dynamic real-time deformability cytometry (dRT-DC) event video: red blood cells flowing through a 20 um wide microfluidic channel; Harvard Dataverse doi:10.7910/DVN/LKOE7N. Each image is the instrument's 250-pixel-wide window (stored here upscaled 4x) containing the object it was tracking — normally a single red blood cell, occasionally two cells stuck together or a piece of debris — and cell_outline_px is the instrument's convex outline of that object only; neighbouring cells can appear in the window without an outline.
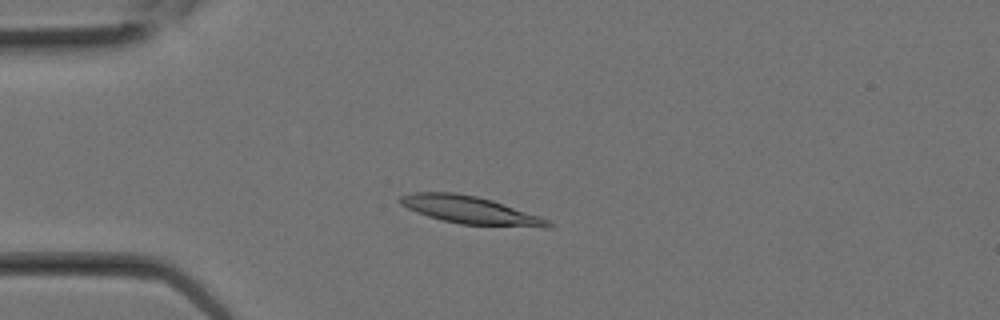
{"species": "Egyptian fruit bat (a non-hibernating species)", "species_latin": "Rousettus aegyptiacus", "temperature_condition": "room temperature", "stored_images_in_passage": 11, "camera_frame_rate_fps": 3000, "um_per_image_px": 0.085, "animal": {"sex": "female"}, "frame": {"image": 1, "passage_image": 5, "time_ms": 1.333, "image_size_px": [1000, 320], "cell_outline_px": [[552, 228], [544, 228], [460, 224], [428, 216], [408, 208], [400, 204], [396, 200], [400, 196], [412, 192], [456, 192], [476, 196], [492, 200], [540, 216], [548, 220], [552, 224]], "centroid_in_image_um": [39.98, 17.86], "position_along_channel_um": 45.0, "area_um2": 23.93}}
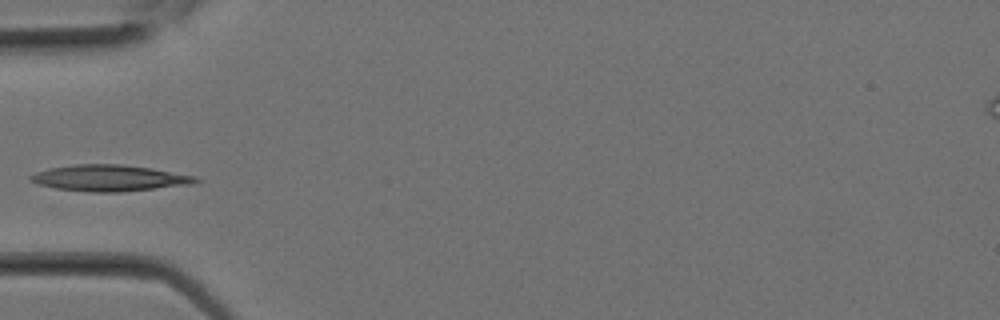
{"frame": {"image": 2, "passage_image": 7, "time_ms": 2.0, "image_size_px": [1000, 320], "cell_outline_px": [[200, 180], [192, 184], [120, 192], [92, 192], [56, 188], [40, 184], [28, 180], [28, 176], [36, 172], [48, 168], [76, 164], [120, 164], [152, 168], [196, 176]], "centroid_in_image_um": [9.28, 15.13], "position_along_channel_um": 75.7, "area_um2": 25.14}}
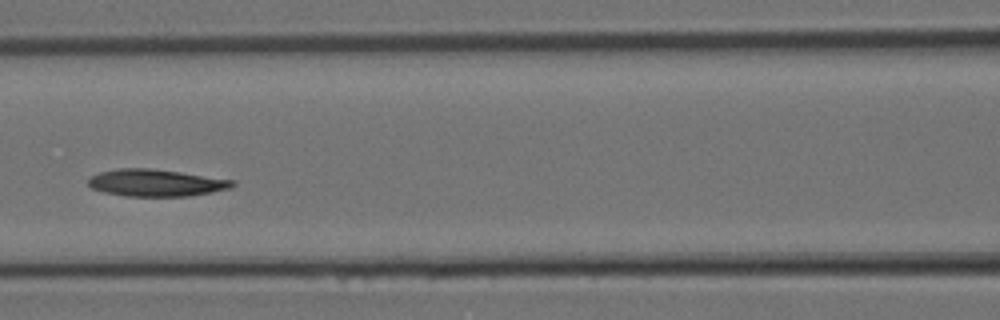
{"frame": {"image": 3, "passage_image": 10, "time_ms": 3.0, "image_size_px": [1000, 320], "cell_outline_px": [[236, 184], [232, 188], [212, 192], [188, 196], [124, 196], [104, 192], [92, 188], [88, 184], [88, 180], [92, 176], [100, 172], [116, 168], [148, 168], [180, 172], [236, 180]], "centroid_in_image_um": [13.29, 15.54], "position_along_channel_um": 153.3, "area_um2": 22.77}}